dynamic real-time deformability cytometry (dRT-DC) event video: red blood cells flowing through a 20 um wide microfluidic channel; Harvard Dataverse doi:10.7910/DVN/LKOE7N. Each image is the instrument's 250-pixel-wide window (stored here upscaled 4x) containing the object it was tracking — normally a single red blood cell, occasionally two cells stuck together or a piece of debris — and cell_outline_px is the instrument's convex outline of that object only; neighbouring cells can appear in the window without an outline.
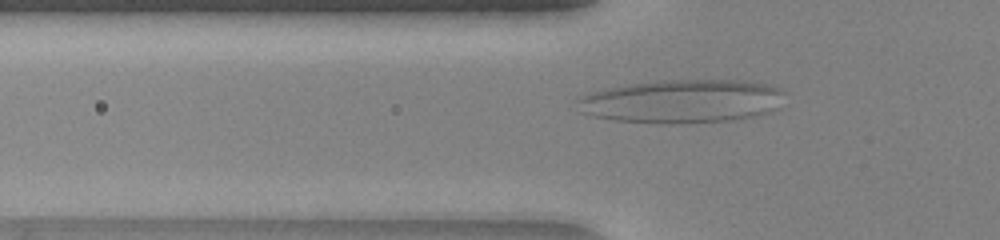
{"species": "human", "species_latin": "Homo sapiens", "temperature_condition": "warm", "stored_images_in_passage": 46, "camera_frame_rate_fps": 3000, "um_per_image_px": 0.085, "donor": {"sex": "female"}, "frame": {"image": 1, "passage_image": 10, "time_ms": 3.0, "image_size_px": [1000, 240], "cell_outline_px": [[776, 92], [764, 112], [732, 120], [668, 124], [664, 124], [616, 120], [592, 116], [580, 112], [576, 100], [592, 92], [608, 88], [628, 84], [656, 80], [744, 80], [764, 84], [776, 88]], "centroid_in_image_um": [57.69, 8.6], "position_along_channel_um": 68.1, "area_um2": 50.69}}
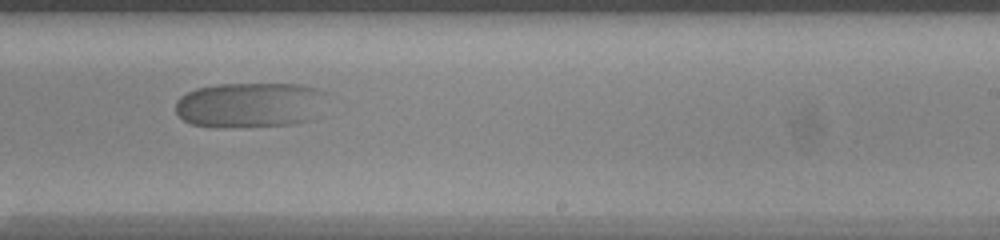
{"frame": {"image": 2, "passage_image": 26, "time_ms": 8.333, "image_size_px": [1000, 240], "cell_outline_px": [[320, 92], [308, 120], [292, 124], [224, 128], [216, 128], [192, 124], [184, 120], [176, 112], [176, 100], [180, 96], [196, 88], [220, 84], [296, 84], [316, 88]], "centroid_in_image_um": [21.01, 8.93], "position_along_channel_um": 268.0, "area_um2": 38.67}}
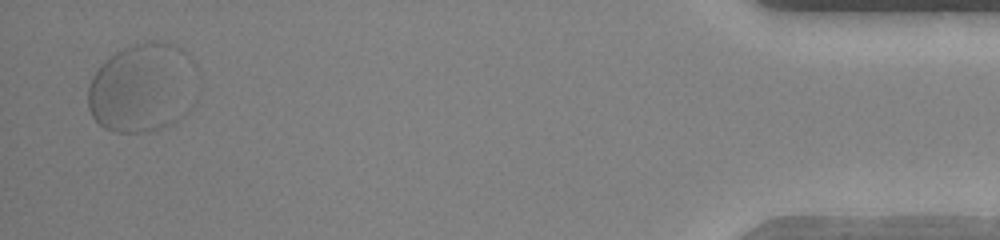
{"frame": {"image": 3, "passage_image": 44, "time_ms": 14.333, "image_size_px": [1000, 240], "cell_outline_px": [[196, 100], [188, 112], [184, 116], [160, 128], [144, 132], [116, 132], [104, 128], [92, 116], [88, 108], [88, 88], [92, 76], [104, 60], [116, 52], [124, 48], [136, 44], [160, 40], [172, 44], [180, 48], [184, 52]], "centroid_in_image_um": [12.03, 7.5], "position_along_channel_um": 423.2, "area_um2": 55.78}}